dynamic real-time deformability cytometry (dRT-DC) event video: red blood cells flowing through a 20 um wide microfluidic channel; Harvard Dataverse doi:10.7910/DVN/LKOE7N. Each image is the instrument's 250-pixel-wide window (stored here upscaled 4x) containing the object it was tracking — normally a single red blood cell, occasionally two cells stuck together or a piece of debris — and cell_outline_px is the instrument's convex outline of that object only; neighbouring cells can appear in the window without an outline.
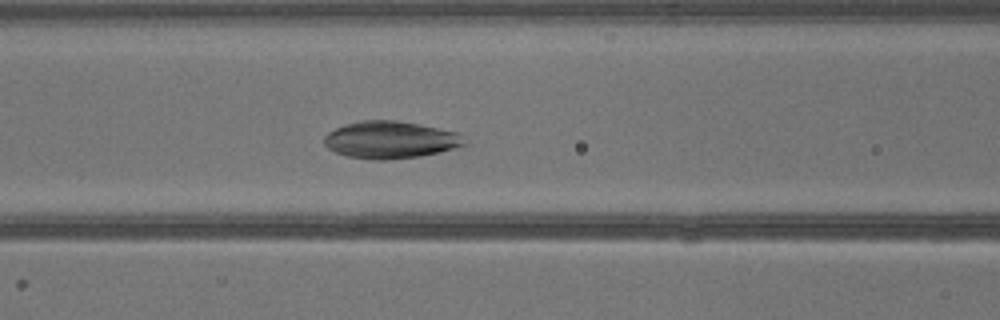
{"species": "common noctule bat (a hibernating species)", "species_latin": "Nyctalus noctula", "temperature_condition": "warm", "stored_images_in_passage": 41, "camera_frame_rate_fps": 3000, "um_per_image_px": 0.085, "animal": {"sex": "male", "body_mass_g": 13.3}, "frame": {"image": 1, "passage_image": 18, "time_ms": 5.667, "image_size_px": [1000, 320], "cell_outline_px": [[468, 144], [440, 152], [420, 156], [384, 160], [372, 160], [348, 156], [336, 152], [328, 148], [324, 144], [324, 136], [328, 132], [344, 124], [360, 120], [396, 120], [456, 132]], "centroid_in_image_um": [33.14, 11.89], "position_along_channel_um": 133.5, "area_um2": 30.23}}
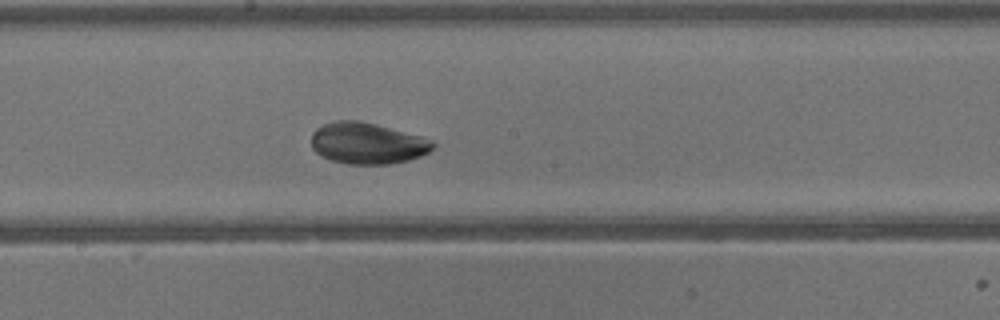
{"frame": {"image": 2, "passage_image": 23, "time_ms": 7.333, "image_size_px": [1000, 320], "cell_outline_px": [[436, 144], [428, 152], [420, 156], [408, 160], [388, 164], [348, 164], [332, 160], [320, 156], [312, 148], [312, 132], [316, 128], [332, 120], [360, 120], [424, 136], [432, 140]], "centroid_in_image_um": [31.22, 12.16], "position_along_channel_um": 217.0, "area_um2": 29.54}}
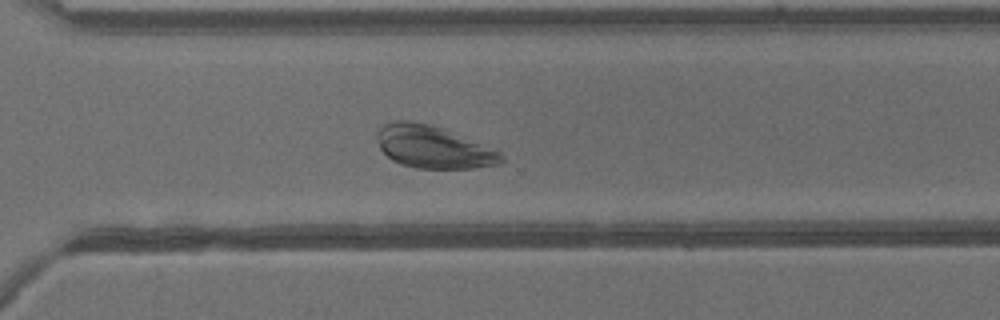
{"frame": {"image": 3, "passage_image": 30, "time_ms": 9.667, "image_size_px": [1000, 320], "cell_outline_px": [[504, 160], [500, 164], [472, 168], [416, 168], [400, 164], [392, 160], [380, 148], [376, 136], [376, 132], [384, 124], [392, 120], [408, 120], [428, 124], [440, 128], [496, 148], [504, 156]], "centroid_in_image_um": [36.83, 12.5], "position_along_channel_um": 333.8, "area_um2": 30.75}}